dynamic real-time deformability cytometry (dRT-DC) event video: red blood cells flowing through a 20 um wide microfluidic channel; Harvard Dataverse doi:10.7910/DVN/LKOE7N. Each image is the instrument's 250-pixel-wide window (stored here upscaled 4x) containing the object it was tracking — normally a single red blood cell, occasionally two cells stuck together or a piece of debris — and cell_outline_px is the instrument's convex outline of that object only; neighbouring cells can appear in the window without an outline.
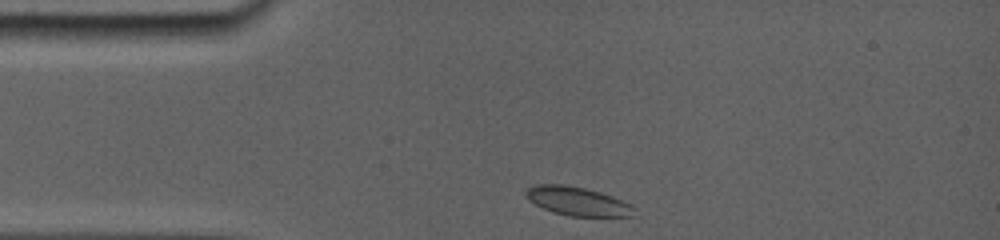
{"species": "common noctule bat (a hibernating species)", "species_latin": "Nyctalus noctula", "temperature_condition": "room temperature", "stored_images_in_passage": 40, "camera_frame_rate_fps": 5000, "um_per_image_px": 0.085, "animal": {"sex": "female", "body_mass_g": 19.0, "forearm_length_mm": 56.7}, "frame": {"image": 1, "passage_image": 1, "time_ms": 0.0, "image_size_px": [1000, 240], "cell_outline_px": [[636, 216], [568, 216], [552, 212], [528, 200], [524, 196], [524, 192], [532, 184], [564, 184], [584, 188], [600, 192], [612, 196], [632, 204], [636, 208]], "centroid_in_image_um": [49.09, 17.1], "position_along_channel_um": 35.9, "area_um2": 18.38}}
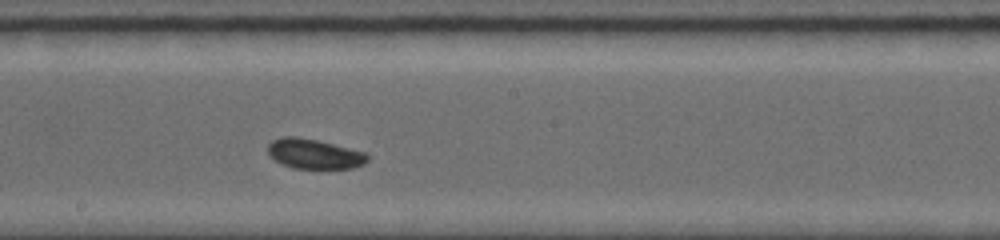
{"frame": {"image": 2, "passage_image": 23, "time_ms": 5.6, "image_size_px": [1000, 240], "cell_outline_px": [[368, 160], [364, 164], [352, 168], [292, 168], [280, 164], [268, 156], [268, 144], [272, 140], [284, 136], [292, 136], [316, 140], [368, 152]], "centroid_in_image_um": [26.69, 13.08], "position_along_channel_um": 221.5, "area_um2": 17.46}}
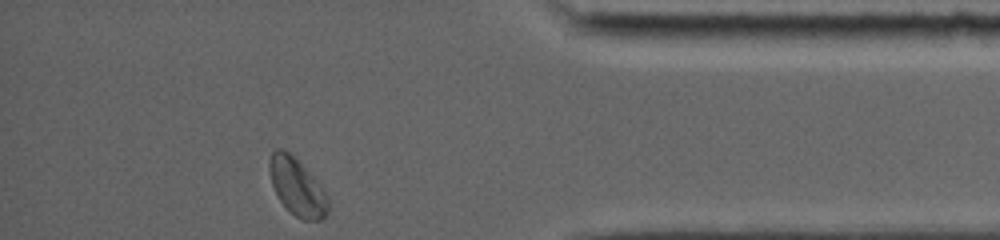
{"frame": {"image": 3, "passage_image": 40, "time_ms": 11.0, "image_size_px": [1000, 240], "cell_outline_px": [[328, 212], [320, 220], [304, 220], [296, 216], [280, 200], [272, 184], [268, 168], [268, 164], [272, 152], [276, 148], [284, 148], [324, 188], [328, 200]], "centroid_in_image_um": [25.25, 15.88], "position_along_channel_um": 410.0, "area_um2": 19.13}}